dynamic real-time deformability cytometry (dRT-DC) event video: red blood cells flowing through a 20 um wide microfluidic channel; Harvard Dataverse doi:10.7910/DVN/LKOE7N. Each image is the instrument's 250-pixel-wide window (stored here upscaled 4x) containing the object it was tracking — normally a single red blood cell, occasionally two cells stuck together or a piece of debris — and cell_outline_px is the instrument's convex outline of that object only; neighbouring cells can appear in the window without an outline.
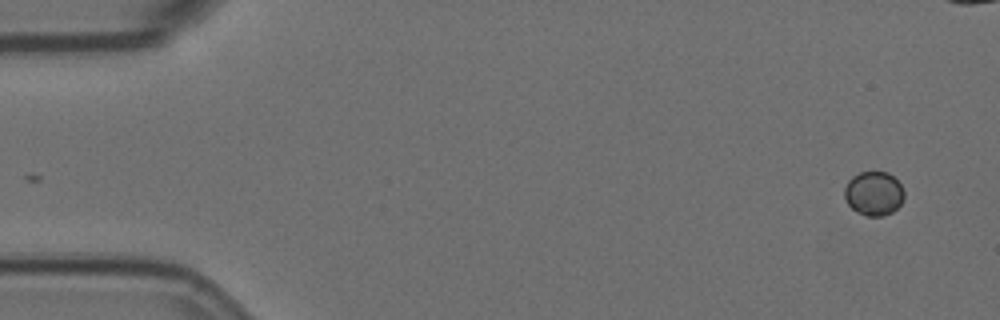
{"species": "Egyptian fruit bat (a non-hibernating species)", "species_latin": "Rousettus aegyptiacus", "temperature_condition": "room temperature", "stored_images_in_passage": 2, "camera_frame_rate_fps": 3000, "um_per_image_px": 0.085, "animal": {"sex": "female"}, "frame": {"image": 1, "passage_image": 2, "time_ms": 0.333, "image_size_px": [1000, 320], "cell_outline_px": [[904, 196], [900, 204], [892, 212], [884, 216], [868, 216], [856, 212], [848, 204], [844, 196], [844, 188], [848, 180], [852, 176], [860, 172], [888, 172], [900, 184], [904, 192]], "centroid_in_image_um": [74.25, 16.44], "position_along_channel_um": 10.8, "area_um2": 15.32}}